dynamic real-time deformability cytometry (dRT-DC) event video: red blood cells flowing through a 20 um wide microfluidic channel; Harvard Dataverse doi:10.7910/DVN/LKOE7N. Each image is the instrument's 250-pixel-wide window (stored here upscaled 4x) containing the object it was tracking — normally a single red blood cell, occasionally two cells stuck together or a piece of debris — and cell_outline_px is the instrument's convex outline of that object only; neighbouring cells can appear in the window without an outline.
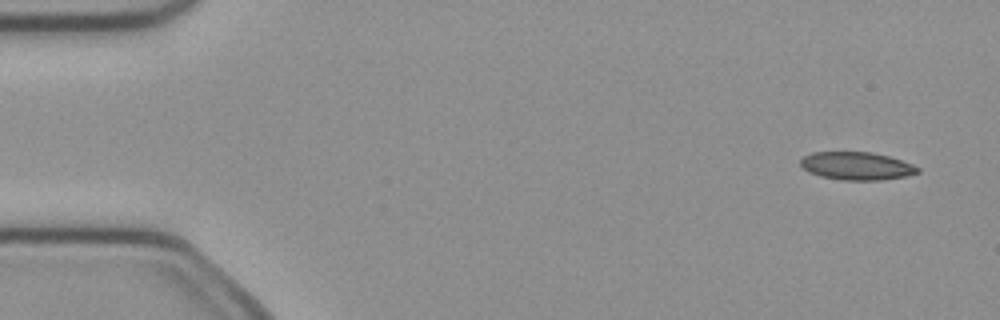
{"species": "common noctule bat (a hibernating species)", "species_latin": "Nyctalus noctula", "temperature_condition": "cold", "stored_images_in_passage": 4, "camera_frame_rate_fps": 3000, "um_per_image_px": 0.085, "animal": {"sex": "female", "body_mass_g": 21.9}, "frame": {"image": 1, "passage_image": 1, "time_ms": 0.0, "image_size_px": [1000, 320], "cell_outline_px": [[920, 172], [908, 176], [880, 180], [840, 180], [820, 176], [808, 172], [800, 164], [800, 160], [804, 156], [812, 152], [872, 152], [888, 156], [912, 164], [920, 168]], "centroid_in_image_um": [72.82, 14.11], "position_along_channel_um": 12.2, "area_um2": 19.13}}
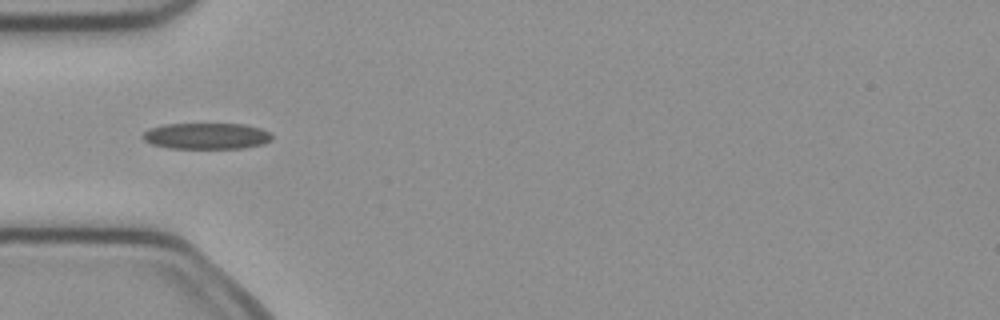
{"frame": {"image": 2, "passage_image": 4, "time_ms": 1.0, "image_size_px": [1000, 320], "cell_outline_px": [[272, 140], [264, 144], [244, 148], [168, 148], [152, 144], [144, 140], [140, 136], [148, 128], [164, 124], [244, 124], [260, 128], [268, 132], [272, 136]], "centroid_in_image_um": [17.53, 11.56], "position_along_channel_um": 67.5, "area_um2": 19.83}}